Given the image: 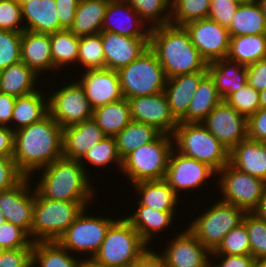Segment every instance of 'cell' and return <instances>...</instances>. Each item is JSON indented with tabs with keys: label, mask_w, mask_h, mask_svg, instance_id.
<instances>
[{
	"label": "cell",
	"mask_w": 266,
	"mask_h": 267,
	"mask_svg": "<svg viewBox=\"0 0 266 267\" xmlns=\"http://www.w3.org/2000/svg\"><path fill=\"white\" fill-rule=\"evenodd\" d=\"M63 128L48 114L14 132L12 159L25 177L63 157ZM38 170V171H37Z\"/></svg>",
	"instance_id": "cell-1"
},
{
	"label": "cell",
	"mask_w": 266,
	"mask_h": 267,
	"mask_svg": "<svg viewBox=\"0 0 266 267\" xmlns=\"http://www.w3.org/2000/svg\"><path fill=\"white\" fill-rule=\"evenodd\" d=\"M149 48L155 53L167 79L207 70L208 63L183 26L168 24L151 28Z\"/></svg>",
	"instance_id": "cell-2"
},
{
	"label": "cell",
	"mask_w": 266,
	"mask_h": 267,
	"mask_svg": "<svg viewBox=\"0 0 266 267\" xmlns=\"http://www.w3.org/2000/svg\"><path fill=\"white\" fill-rule=\"evenodd\" d=\"M35 190L43 197L56 201H89L95 198L91 176L74 159L61 157L40 169ZM94 195V196H93Z\"/></svg>",
	"instance_id": "cell-3"
},
{
	"label": "cell",
	"mask_w": 266,
	"mask_h": 267,
	"mask_svg": "<svg viewBox=\"0 0 266 267\" xmlns=\"http://www.w3.org/2000/svg\"><path fill=\"white\" fill-rule=\"evenodd\" d=\"M88 205V201L50 200L35 190L31 240L57 241Z\"/></svg>",
	"instance_id": "cell-4"
},
{
	"label": "cell",
	"mask_w": 266,
	"mask_h": 267,
	"mask_svg": "<svg viewBox=\"0 0 266 267\" xmlns=\"http://www.w3.org/2000/svg\"><path fill=\"white\" fill-rule=\"evenodd\" d=\"M147 246L131 224L120 217L109 227L90 261L104 267H126L144 257L151 250Z\"/></svg>",
	"instance_id": "cell-5"
},
{
	"label": "cell",
	"mask_w": 266,
	"mask_h": 267,
	"mask_svg": "<svg viewBox=\"0 0 266 267\" xmlns=\"http://www.w3.org/2000/svg\"><path fill=\"white\" fill-rule=\"evenodd\" d=\"M172 138L176 151L207 163L217 172L229 163L227 148L202 123L179 122Z\"/></svg>",
	"instance_id": "cell-6"
},
{
	"label": "cell",
	"mask_w": 266,
	"mask_h": 267,
	"mask_svg": "<svg viewBox=\"0 0 266 267\" xmlns=\"http://www.w3.org/2000/svg\"><path fill=\"white\" fill-rule=\"evenodd\" d=\"M173 149L172 135L161 134L153 142L139 146L123 160L121 171L131 184L141 181L162 180L168 168Z\"/></svg>",
	"instance_id": "cell-7"
},
{
	"label": "cell",
	"mask_w": 266,
	"mask_h": 267,
	"mask_svg": "<svg viewBox=\"0 0 266 267\" xmlns=\"http://www.w3.org/2000/svg\"><path fill=\"white\" fill-rule=\"evenodd\" d=\"M117 72L126 99L161 93L167 82L165 71L150 48Z\"/></svg>",
	"instance_id": "cell-8"
},
{
	"label": "cell",
	"mask_w": 266,
	"mask_h": 267,
	"mask_svg": "<svg viewBox=\"0 0 266 267\" xmlns=\"http://www.w3.org/2000/svg\"><path fill=\"white\" fill-rule=\"evenodd\" d=\"M203 214L192 219L187 229L207 248L214 252L225 235L243 222L246 212L233 204L217 200Z\"/></svg>",
	"instance_id": "cell-9"
},
{
	"label": "cell",
	"mask_w": 266,
	"mask_h": 267,
	"mask_svg": "<svg viewBox=\"0 0 266 267\" xmlns=\"http://www.w3.org/2000/svg\"><path fill=\"white\" fill-rule=\"evenodd\" d=\"M114 218L100 217V214L99 217L89 215L85 208L57 242L70 253L89 254L85 261L91 260L99 250L109 227L117 220Z\"/></svg>",
	"instance_id": "cell-10"
},
{
	"label": "cell",
	"mask_w": 266,
	"mask_h": 267,
	"mask_svg": "<svg viewBox=\"0 0 266 267\" xmlns=\"http://www.w3.org/2000/svg\"><path fill=\"white\" fill-rule=\"evenodd\" d=\"M221 201L233 204L245 212H253L266 189V182L262 179L243 173L226 164L217 172ZM223 196V197H222Z\"/></svg>",
	"instance_id": "cell-11"
},
{
	"label": "cell",
	"mask_w": 266,
	"mask_h": 267,
	"mask_svg": "<svg viewBox=\"0 0 266 267\" xmlns=\"http://www.w3.org/2000/svg\"><path fill=\"white\" fill-rule=\"evenodd\" d=\"M65 85L47 95L49 115L63 129L93 117V108L80 84L73 80L72 83Z\"/></svg>",
	"instance_id": "cell-12"
},
{
	"label": "cell",
	"mask_w": 266,
	"mask_h": 267,
	"mask_svg": "<svg viewBox=\"0 0 266 267\" xmlns=\"http://www.w3.org/2000/svg\"><path fill=\"white\" fill-rule=\"evenodd\" d=\"M215 174L217 171L207 163L187 157L173 148L164 180L179 197L180 191L201 188Z\"/></svg>",
	"instance_id": "cell-13"
},
{
	"label": "cell",
	"mask_w": 266,
	"mask_h": 267,
	"mask_svg": "<svg viewBox=\"0 0 266 267\" xmlns=\"http://www.w3.org/2000/svg\"><path fill=\"white\" fill-rule=\"evenodd\" d=\"M156 252L163 267H211V252L186 228Z\"/></svg>",
	"instance_id": "cell-14"
},
{
	"label": "cell",
	"mask_w": 266,
	"mask_h": 267,
	"mask_svg": "<svg viewBox=\"0 0 266 267\" xmlns=\"http://www.w3.org/2000/svg\"><path fill=\"white\" fill-rule=\"evenodd\" d=\"M183 27L189 33L193 45L207 63L227 58L230 35L226 27L210 18L191 21Z\"/></svg>",
	"instance_id": "cell-15"
},
{
	"label": "cell",
	"mask_w": 266,
	"mask_h": 267,
	"mask_svg": "<svg viewBox=\"0 0 266 267\" xmlns=\"http://www.w3.org/2000/svg\"><path fill=\"white\" fill-rule=\"evenodd\" d=\"M230 152L248 138L247 118L222 100L201 122Z\"/></svg>",
	"instance_id": "cell-16"
},
{
	"label": "cell",
	"mask_w": 266,
	"mask_h": 267,
	"mask_svg": "<svg viewBox=\"0 0 266 267\" xmlns=\"http://www.w3.org/2000/svg\"><path fill=\"white\" fill-rule=\"evenodd\" d=\"M31 182V177H24L14 187L0 191V209L5 220L24 229L30 238L35 202V188L31 190Z\"/></svg>",
	"instance_id": "cell-17"
},
{
	"label": "cell",
	"mask_w": 266,
	"mask_h": 267,
	"mask_svg": "<svg viewBox=\"0 0 266 267\" xmlns=\"http://www.w3.org/2000/svg\"><path fill=\"white\" fill-rule=\"evenodd\" d=\"M132 121L155 127L162 134L172 135L178 125L163 92L155 95L138 96L127 99Z\"/></svg>",
	"instance_id": "cell-18"
},
{
	"label": "cell",
	"mask_w": 266,
	"mask_h": 267,
	"mask_svg": "<svg viewBox=\"0 0 266 267\" xmlns=\"http://www.w3.org/2000/svg\"><path fill=\"white\" fill-rule=\"evenodd\" d=\"M82 74L77 82L93 109L124 98L117 71L102 68L84 70Z\"/></svg>",
	"instance_id": "cell-19"
},
{
	"label": "cell",
	"mask_w": 266,
	"mask_h": 267,
	"mask_svg": "<svg viewBox=\"0 0 266 267\" xmlns=\"http://www.w3.org/2000/svg\"><path fill=\"white\" fill-rule=\"evenodd\" d=\"M102 31L132 38H149L151 28L125 0H110L106 8Z\"/></svg>",
	"instance_id": "cell-20"
},
{
	"label": "cell",
	"mask_w": 266,
	"mask_h": 267,
	"mask_svg": "<svg viewBox=\"0 0 266 267\" xmlns=\"http://www.w3.org/2000/svg\"><path fill=\"white\" fill-rule=\"evenodd\" d=\"M105 68L118 71L129 65L149 48V38H132L101 31Z\"/></svg>",
	"instance_id": "cell-21"
},
{
	"label": "cell",
	"mask_w": 266,
	"mask_h": 267,
	"mask_svg": "<svg viewBox=\"0 0 266 267\" xmlns=\"http://www.w3.org/2000/svg\"><path fill=\"white\" fill-rule=\"evenodd\" d=\"M105 135L94 119L63 129V157L80 161Z\"/></svg>",
	"instance_id": "cell-22"
},
{
	"label": "cell",
	"mask_w": 266,
	"mask_h": 267,
	"mask_svg": "<svg viewBox=\"0 0 266 267\" xmlns=\"http://www.w3.org/2000/svg\"><path fill=\"white\" fill-rule=\"evenodd\" d=\"M207 74V70H203L191 74H180L167 79L164 93L170 111L178 122L186 115L194 92Z\"/></svg>",
	"instance_id": "cell-23"
},
{
	"label": "cell",
	"mask_w": 266,
	"mask_h": 267,
	"mask_svg": "<svg viewBox=\"0 0 266 267\" xmlns=\"http://www.w3.org/2000/svg\"><path fill=\"white\" fill-rule=\"evenodd\" d=\"M229 164L266 182V143L245 139L229 152Z\"/></svg>",
	"instance_id": "cell-24"
},
{
	"label": "cell",
	"mask_w": 266,
	"mask_h": 267,
	"mask_svg": "<svg viewBox=\"0 0 266 267\" xmlns=\"http://www.w3.org/2000/svg\"><path fill=\"white\" fill-rule=\"evenodd\" d=\"M21 61L39 77L46 70L54 72L50 34L24 30L21 40Z\"/></svg>",
	"instance_id": "cell-25"
},
{
	"label": "cell",
	"mask_w": 266,
	"mask_h": 267,
	"mask_svg": "<svg viewBox=\"0 0 266 267\" xmlns=\"http://www.w3.org/2000/svg\"><path fill=\"white\" fill-rule=\"evenodd\" d=\"M207 72L214 80L222 100L243 88L248 81L247 67L228 58L208 63Z\"/></svg>",
	"instance_id": "cell-26"
},
{
	"label": "cell",
	"mask_w": 266,
	"mask_h": 267,
	"mask_svg": "<svg viewBox=\"0 0 266 267\" xmlns=\"http://www.w3.org/2000/svg\"><path fill=\"white\" fill-rule=\"evenodd\" d=\"M25 30L54 33L64 30L57 17L55 0H32L21 6Z\"/></svg>",
	"instance_id": "cell-27"
},
{
	"label": "cell",
	"mask_w": 266,
	"mask_h": 267,
	"mask_svg": "<svg viewBox=\"0 0 266 267\" xmlns=\"http://www.w3.org/2000/svg\"><path fill=\"white\" fill-rule=\"evenodd\" d=\"M138 209L130 216L124 217L139 233L141 239L148 245L152 242L154 234L167 229L174 222L176 211H159L138 202ZM162 229V230H161Z\"/></svg>",
	"instance_id": "cell-28"
},
{
	"label": "cell",
	"mask_w": 266,
	"mask_h": 267,
	"mask_svg": "<svg viewBox=\"0 0 266 267\" xmlns=\"http://www.w3.org/2000/svg\"><path fill=\"white\" fill-rule=\"evenodd\" d=\"M134 186L135 194L139 195L138 202L159 211H176L179 197L168 183L162 180L141 181Z\"/></svg>",
	"instance_id": "cell-29"
},
{
	"label": "cell",
	"mask_w": 266,
	"mask_h": 267,
	"mask_svg": "<svg viewBox=\"0 0 266 267\" xmlns=\"http://www.w3.org/2000/svg\"><path fill=\"white\" fill-rule=\"evenodd\" d=\"M110 0H79L70 31L77 37L102 31L106 8Z\"/></svg>",
	"instance_id": "cell-30"
},
{
	"label": "cell",
	"mask_w": 266,
	"mask_h": 267,
	"mask_svg": "<svg viewBox=\"0 0 266 267\" xmlns=\"http://www.w3.org/2000/svg\"><path fill=\"white\" fill-rule=\"evenodd\" d=\"M37 91L21 97H16L10 128L15 132L42 120L49 114L48 97ZM13 126V127H12Z\"/></svg>",
	"instance_id": "cell-31"
},
{
	"label": "cell",
	"mask_w": 266,
	"mask_h": 267,
	"mask_svg": "<svg viewBox=\"0 0 266 267\" xmlns=\"http://www.w3.org/2000/svg\"><path fill=\"white\" fill-rule=\"evenodd\" d=\"M38 75L24 62L0 70V92L14 97L29 95L38 90Z\"/></svg>",
	"instance_id": "cell-32"
},
{
	"label": "cell",
	"mask_w": 266,
	"mask_h": 267,
	"mask_svg": "<svg viewBox=\"0 0 266 267\" xmlns=\"http://www.w3.org/2000/svg\"><path fill=\"white\" fill-rule=\"evenodd\" d=\"M221 101L214 80L207 74L200 81L186 115L179 122L201 123Z\"/></svg>",
	"instance_id": "cell-33"
},
{
	"label": "cell",
	"mask_w": 266,
	"mask_h": 267,
	"mask_svg": "<svg viewBox=\"0 0 266 267\" xmlns=\"http://www.w3.org/2000/svg\"><path fill=\"white\" fill-rule=\"evenodd\" d=\"M227 29L230 37L266 34V17L259 2L239 4Z\"/></svg>",
	"instance_id": "cell-34"
},
{
	"label": "cell",
	"mask_w": 266,
	"mask_h": 267,
	"mask_svg": "<svg viewBox=\"0 0 266 267\" xmlns=\"http://www.w3.org/2000/svg\"><path fill=\"white\" fill-rule=\"evenodd\" d=\"M92 118L108 137H115L132 121L126 98L94 108Z\"/></svg>",
	"instance_id": "cell-35"
},
{
	"label": "cell",
	"mask_w": 266,
	"mask_h": 267,
	"mask_svg": "<svg viewBox=\"0 0 266 267\" xmlns=\"http://www.w3.org/2000/svg\"><path fill=\"white\" fill-rule=\"evenodd\" d=\"M84 263L85 259L71 254L57 241L33 243L31 267H84Z\"/></svg>",
	"instance_id": "cell-36"
},
{
	"label": "cell",
	"mask_w": 266,
	"mask_h": 267,
	"mask_svg": "<svg viewBox=\"0 0 266 267\" xmlns=\"http://www.w3.org/2000/svg\"><path fill=\"white\" fill-rule=\"evenodd\" d=\"M227 58L245 67L266 58V34L230 37Z\"/></svg>",
	"instance_id": "cell-37"
},
{
	"label": "cell",
	"mask_w": 266,
	"mask_h": 267,
	"mask_svg": "<svg viewBox=\"0 0 266 267\" xmlns=\"http://www.w3.org/2000/svg\"><path fill=\"white\" fill-rule=\"evenodd\" d=\"M162 133L148 124L131 121L115 136L117 150L122 160L132 151L146 143L153 142Z\"/></svg>",
	"instance_id": "cell-38"
},
{
	"label": "cell",
	"mask_w": 266,
	"mask_h": 267,
	"mask_svg": "<svg viewBox=\"0 0 266 267\" xmlns=\"http://www.w3.org/2000/svg\"><path fill=\"white\" fill-rule=\"evenodd\" d=\"M80 37L70 30H61L50 34L52 61L55 71L64 70V66H77ZM74 63V64H73Z\"/></svg>",
	"instance_id": "cell-39"
},
{
	"label": "cell",
	"mask_w": 266,
	"mask_h": 267,
	"mask_svg": "<svg viewBox=\"0 0 266 267\" xmlns=\"http://www.w3.org/2000/svg\"><path fill=\"white\" fill-rule=\"evenodd\" d=\"M150 28L170 24L171 0H125Z\"/></svg>",
	"instance_id": "cell-40"
},
{
	"label": "cell",
	"mask_w": 266,
	"mask_h": 267,
	"mask_svg": "<svg viewBox=\"0 0 266 267\" xmlns=\"http://www.w3.org/2000/svg\"><path fill=\"white\" fill-rule=\"evenodd\" d=\"M211 0H171L170 24L184 26L185 24L208 18Z\"/></svg>",
	"instance_id": "cell-41"
},
{
	"label": "cell",
	"mask_w": 266,
	"mask_h": 267,
	"mask_svg": "<svg viewBox=\"0 0 266 267\" xmlns=\"http://www.w3.org/2000/svg\"><path fill=\"white\" fill-rule=\"evenodd\" d=\"M79 162L83 165L88 174H90L89 170L86 169L88 163L94 166V168L95 166L104 168L108 164L110 165V163L112 164L115 162L118 165L117 167H119L118 171H121L122 158L118 153L115 137L105 136L86 152L85 156Z\"/></svg>",
	"instance_id": "cell-42"
},
{
	"label": "cell",
	"mask_w": 266,
	"mask_h": 267,
	"mask_svg": "<svg viewBox=\"0 0 266 267\" xmlns=\"http://www.w3.org/2000/svg\"><path fill=\"white\" fill-rule=\"evenodd\" d=\"M77 64L83 70L105 68V52L100 33L80 37Z\"/></svg>",
	"instance_id": "cell-43"
},
{
	"label": "cell",
	"mask_w": 266,
	"mask_h": 267,
	"mask_svg": "<svg viewBox=\"0 0 266 267\" xmlns=\"http://www.w3.org/2000/svg\"><path fill=\"white\" fill-rule=\"evenodd\" d=\"M243 222L249 236L251 256L255 260L266 259V221L253 212H246Z\"/></svg>",
	"instance_id": "cell-44"
},
{
	"label": "cell",
	"mask_w": 266,
	"mask_h": 267,
	"mask_svg": "<svg viewBox=\"0 0 266 267\" xmlns=\"http://www.w3.org/2000/svg\"><path fill=\"white\" fill-rule=\"evenodd\" d=\"M211 254L251 255L249 236L244 222L231 229Z\"/></svg>",
	"instance_id": "cell-45"
},
{
	"label": "cell",
	"mask_w": 266,
	"mask_h": 267,
	"mask_svg": "<svg viewBox=\"0 0 266 267\" xmlns=\"http://www.w3.org/2000/svg\"><path fill=\"white\" fill-rule=\"evenodd\" d=\"M259 91L248 83L240 90L230 94L225 101L247 119L260 109Z\"/></svg>",
	"instance_id": "cell-46"
},
{
	"label": "cell",
	"mask_w": 266,
	"mask_h": 267,
	"mask_svg": "<svg viewBox=\"0 0 266 267\" xmlns=\"http://www.w3.org/2000/svg\"><path fill=\"white\" fill-rule=\"evenodd\" d=\"M22 32L0 30V70L21 61Z\"/></svg>",
	"instance_id": "cell-47"
},
{
	"label": "cell",
	"mask_w": 266,
	"mask_h": 267,
	"mask_svg": "<svg viewBox=\"0 0 266 267\" xmlns=\"http://www.w3.org/2000/svg\"><path fill=\"white\" fill-rule=\"evenodd\" d=\"M0 245L5 249H18L33 247V241L24 229L5 221L0 225Z\"/></svg>",
	"instance_id": "cell-48"
},
{
	"label": "cell",
	"mask_w": 266,
	"mask_h": 267,
	"mask_svg": "<svg viewBox=\"0 0 266 267\" xmlns=\"http://www.w3.org/2000/svg\"><path fill=\"white\" fill-rule=\"evenodd\" d=\"M0 30L14 32L25 30L21 6L15 0H0Z\"/></svg>",
	"instance_id": "cell-49"
},
{
	"label": "cell",
	"mask_w": 266,
	"mask_h": 267,
	"mask_svg": "<svg viewBox=\"0 0 266 267\" xmlns=\"http://www.w3.org/2000/svg\"><path fill=\"white\" fill-rule=\"evenodd\" d=\"M238 6L233 0H211L208 18L228 28Z\"/></svg>",
	"instance_id": "cell-50"
},
{
	"label": "cell",
	"mask_w": 266,
	"mask_h": 267,
	"mask_svg": "<svg viewBox=\"0 0 266 267\" xmlns=\"http://www.w3.org/2000/svg\"><path fill=\"white\" fill-rule=\"evenodd\" d=\"M24 177L12 157H0V191L14 187Z\"/></svg>",
	"instance_id": "cell-51"
},
{
	"label": "cell",
	"mask_w": 266,
	"mask_h": 267,
	"mask_svg": "<svg viewBox=\"0 0 266 267\" xmlns=\"http://www.w3.org/2000/svg\"><path fill=\"white\" fill-rule=\"evenodd\" d=\"M32 248L5 249L0 256V267H31Z\"/></svg>",
	"instance_id": "cell-52"
},
{
	"label": "cell",
	"mask_w": 266,
	"mask_h": 267,
	"mask_svg": "<svg viewBox=\"0 0 266 267\" xmlns=\"http://www.w3.org/2000/svg\"><path fill=\"white\" fill-rule=\"evenodd\" d=\"M248 139L266 143V108H260L247 119Z\"/></svg>",
	"instance_id": "cell-53"
},
{
	"label": "cell",
	"mask_w": 266,
	"mask_h": 267,
	"mask_svg": "<svg viewBox=\"0 0 266 267\" xmlns=\"http://www.w3.org/2000/svg\"><path fill=\"white\" fill-rule=\"evenodd\" d=\"M79 0H55L57 17L63 29L69 30L75 19Z\"/></svg>",
	"instance_id": "cell-54"
},
{
	"label": "cell",
	"mask_w": 266,
	"mask_h": 267,
	"mask_svg": "<svg viewBox=\"0 0 266 267\" xmlns=\"http://www.w3.org/2000/svg\"><path fill=\"white\" fill-rule=\"evenodd\" d=\"M217 257L221 260L215 264ZM211 258V267H253L255 262L251 255L211 254Z\"/></svg>",
	"instance_id": "cell-55"
},
{
	"label": "cell",
	"mask_w": 266,
	"mask_h": 267,
	"mask_svg": "<svg viewBox=\"0 0 266 267\" xmlns=\"http://www.w3.org/2000/svg\"><path fill=\"white\" fill-rule=\"evenodd\" d=\"M247 71V83L255 90L263 91L266 88V58L247 66Z\"/></svg>",
	"instance_id": "cell-56"
},
{
	"label": "cell",
	"mask_w": 266,
	"mask_h": 267,
	"mask_svg": "<svg viewBox=\"0 0 266 267\" xmlns=\"http://www.w3.org/2000/svg\"><path fill=\"white\" fill-rule=\"evenodd\" d=\"M16 97L0 92V126L10 128Z\"/></svg>",
	"instance_id": "cell-57"
},
{
	"label": "cell",
	"mask_w": 266,
	"mask_h": 267,
	"mask_svg": "<svg viewBox=\"0 0 266 267\" xmlns=\"http://www.w3.org/2000/svg\"><path fill=\"white\" fill-rule=\"evenodd\" d=\"M14 151V131L0 126V157H12Z\"/></svg>",
	"instance_id": "cell-58"
},
{
	"label": "cell",
	"mask_w": 266,
	"mask_h": 267,
	"mask_svg": "<svg viewBox=\"0 0 266 267\" xmlns=\"http://www.w3.org/2000/svg\"><path fill=\"white\" fill-rule=\"evenodd\" d=\"M161 262L156 255L155 250H150L144 257H142L139 261L130 264L126 267H159Z\"/></svg>",
	"instance_id": "cell-59"
},
{
	"label": "cell",
	"mask_w": 266,
	"mask_h": 267,
	"mask_svg": "<svg viewBox=\"0 0 266 267\" xmlns=\"http://www.w3.org/2000/svg\"><path fill=\"white\" fill-rule=\"evenodd\" d=\"M253 213L266 221V189L264 190L263 196Z\"/></svg>",
	"instance_id": "cell-60"
},
{
	"label": "cell",
	"mask_w": 266,
	"mask_h": 267,
	"mask_svg": "<svg viewBox=\"0 0 266 267\" xmlns=\"http://www.w3.org/2000/svg\"><path fill=\"white\" fill-rule=\"evenodd\" d=\"M260 97V108H266V88L259 93Z\"/></svg>",
	"instance_id": "cell-61"
},
{
	"label": "cell",
	"mask_w": 266,
	"mask_h": 267,
	"mask_svg": "<svg viewBox=\"0 0 266 267\" xmlns=\"http://www.w3.org/2000/svg\"><path fill=\"white\" fill-rule=\"evenodd\" d=\"M253 267H266V259L255 260Z\"/></svg>",
	"instance_id": "cell-62"
},
{
	"label": "cell",
	"mask_w": 266,
	"mask_h": 267,
	"mask_svg": "<svg viewBox=\"0 0 266 267\" xmlns=\"http://www.w3.org/2000/svg\"><path fill=\"white\" fill-rule=\"evenodd\" d=\"M84 267H104V266H100L98 264L92 263L90 260H87L84 263Z\"/></svg>",
	"instance_id": "cell-63"
},
{
	"label": "cell",
	"mask_w": 266,
	"mask_h": 267,
	"mask_svg": "<svg viewBox=\"0 0 266 267\" xmlns=\"http://www.w3.org/2000/svg\"><path fill=\"white\" fill-rule=\"evenodd\" d=\"M259 4L261 5L262 7V11L266 17V0H258Z\"/></svg>",
	"instance_id": "cell-64"
},
{
	"label": "cell",
	"mask_w": 266,
	"mask_h": 267,
	"mask_svg": "<svg viewBox=\"0 0 266 267\" xmlns=\"http://www.w3.org/2000/svg\"><path fill=\"white\" fill-rule=\"evenodd\" d=\"M20 6H22L23 4H25V3H28V2H30V1H32V0H15Z\"/></svg>",
	"instance_id": "cell-65"
},
{
	"label": "cell",
	"mask_w": 266,
	"mask_h": 267,
	"mask_svg": "<svg viewBox=\"0 0 266 267\" xmlns=\"http://www.w3.org/2000/svg\"><path fill=\"white\" fill-rule=\"evenodd\" d=\"M233 1H235V2H237L239 4H242V3H249V2H252L254 0H233Z\"/></svg>",
	"instance_id": "cell-66"
},
{
	"label": "cell",
	"mask_w": 266,
	"mask_h": 267,
	"mask_svg": "<svg viewBox=\"0 0 266 267\" xmlns=\"http://www.w3.org/2000/svg\"><path fill=\"white\" fill-rule=\"evenodd\" d=\"M6 220L4 218V215L2 214V210L0 209V225L1 223H4Z\"/></svg>",
	"instance_id": "cell-67"
},
{
	"label": "cell",
	"mask_w": 266,
	"mask_h": 267,
	"mask_svg": "<svg viewBox=\"0 0 266 267\" xmlns=\"http://www.w3.org/2000/svg\"><path fill=\"white\" fill-rule=\"evenodd\" d=\"M5 251V248L4 247H2L1 245H0V256L2 255V253Z\"/></svg>",
	"instance_id": "cell-68"
}]
</instances>
